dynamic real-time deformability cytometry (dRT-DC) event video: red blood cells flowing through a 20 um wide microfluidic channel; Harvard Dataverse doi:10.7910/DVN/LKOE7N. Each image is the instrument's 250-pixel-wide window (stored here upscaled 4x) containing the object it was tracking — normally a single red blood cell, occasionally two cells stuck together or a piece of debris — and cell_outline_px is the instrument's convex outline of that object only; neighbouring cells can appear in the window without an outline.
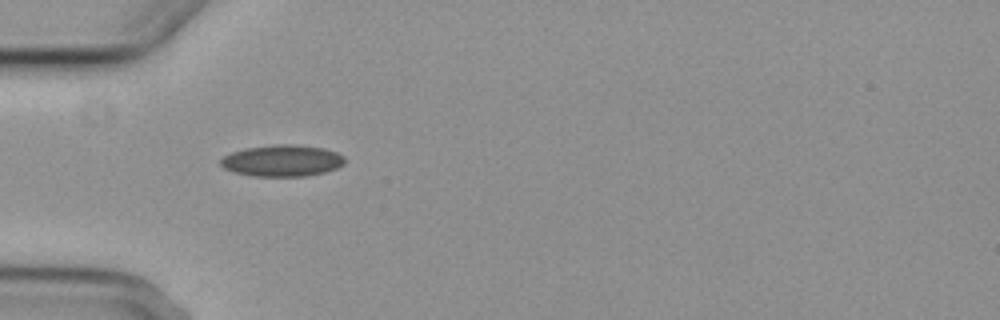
{"species": "common noctule bat (a hibernating species)", "species_latin": "Nyctalus noctula", "temperature_condition": "cold", "stored_images_in_passage": 9, "camera_frame_rate_fps": 3000, "um_per_image_px": 0.085, "animal": {"sex": "female", "body_mass_g": 29.2, "forearm_length_mm": 56.3}, "frame": {"image": 1, "passage_image": 6, "time_ms": 5.667, "image_size_px": [1000, 320], "cell_outline_px": [[344, 164], [336, 168], [324, 172], [304, 176], [252, 176], [232, 172], [224, 168], [220, 164], [220, 160], [224, 156], [232, 152], [244, 148], [276, 144], [292, 144], [324, 148], [336, 152], [344, 156]], "centroid_in_image_um": [23.96, 13.65], "position_along_channel_um": 61.0, "area_um2": 22.83}}
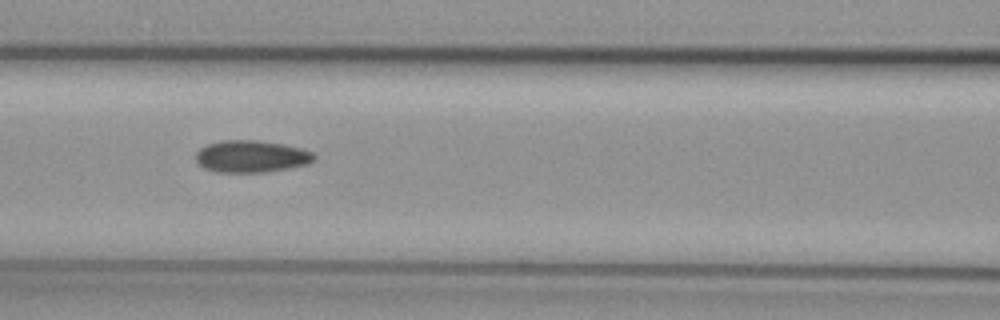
{"frame": {"image": 2, "passage_image": 8, "time_ms": 8.0, "image_size_px": [1000, 320], "cell_outline_px": [[316, 160], [308, 164], [288, 168], [264, 172], [216, 172], [204, 168], [196, 160], [196, 152], [200, 148], [208, 144], [220, 140], [256, 140], [284, 144], [300, 148], [312, 152], [316, 156]], "centroid_in_image_um": [21.37, 13.29], "position_along_channel_um": 145.2, "area_um2": 22.14}}
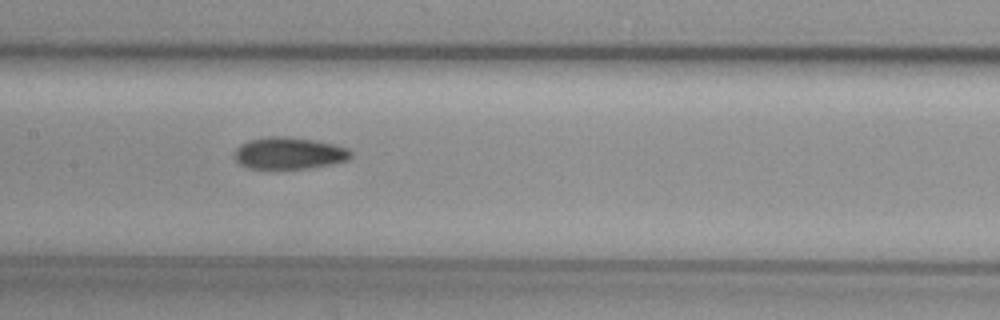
{"frame": {"image": 3, "passage_image": 9, "time_ms": 9.0, "image_size_px": [1000, 320], "cell_outline_px": [[352, 156], [348, 160], [332, 164], [308, 168], [248, 168], [240, 164], [232, 156], [236, 148], [240, 144], [248, 140], [268, 136], [288, 136], [316, 140], [348, 148], [352, 152]], "centroid_in_image_um": [24.55, 13.01], "position_along_channel_um": 182.8, "area_um2": 21.79}}